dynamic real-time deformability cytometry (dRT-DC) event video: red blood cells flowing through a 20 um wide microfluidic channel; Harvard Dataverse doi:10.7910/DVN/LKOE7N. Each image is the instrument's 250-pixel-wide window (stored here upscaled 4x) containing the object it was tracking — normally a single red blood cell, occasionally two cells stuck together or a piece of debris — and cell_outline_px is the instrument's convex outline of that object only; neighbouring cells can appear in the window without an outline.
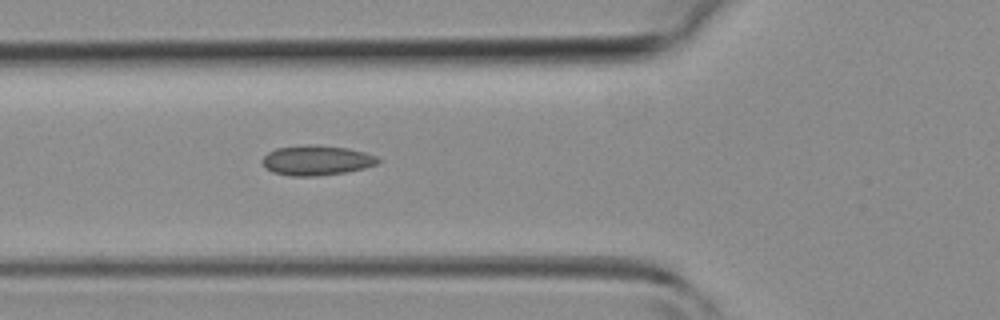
{"species": "common noctule bat (a hibernating species)", "species_latin": "Nyctalus noctula", "temperature_condition": "room temperature", "stored_images_in_passage": 37, "camera_frame_rate_fps": 3000, "um_per_image_px": 0.085, "animal": {"sex": "female", "body_mass_g": 19.3, "forearm_length_mm": 54.1}, "frame": {"image": 1, "passage_image": 14, "time_ms": 4.333, "image_size_px": [1000, 320], "cell_outline_px": [[380, 160], [376, 164], [364, 168], [348, 172], [316, 176], [292, 176], [272, 172], [264, 168], [260, 160], [268, 152], [276, 148], [348, 148], [364, 152], [376, 156]], "centroid_in_image_um": [26.89, 13.69], "position_along_channel_um": 98.9, "area_um2": 19.25}}
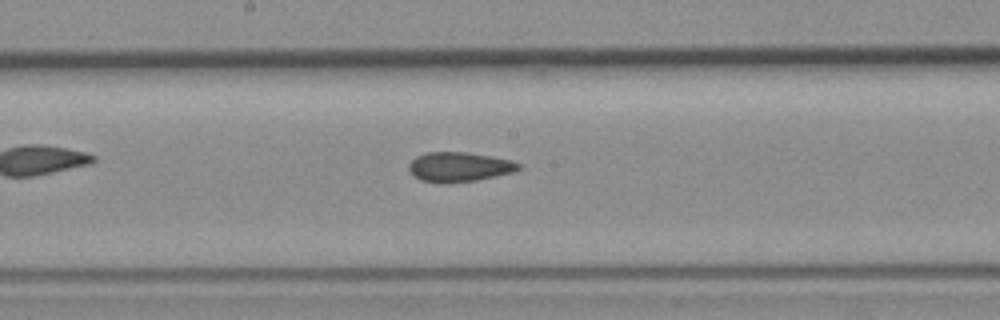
{"frame": {"image": 2, "passage_image": 21, "time_ms": 6.667, "image_size_px": [1000, 320], "cell_outline_px": [[524, 168], [512, 172], [476, 180], [448, 184], [436, 184], [420, 180], [408, 168], [408, 164], [416, 156], [428, 152], [464, 152], [492, 156], [512, 160], [520, 164]], "centroid_in_image_um": [39.03, 14.2], "position_along_channel_um": 209.2, "area_um2": 19.13}}
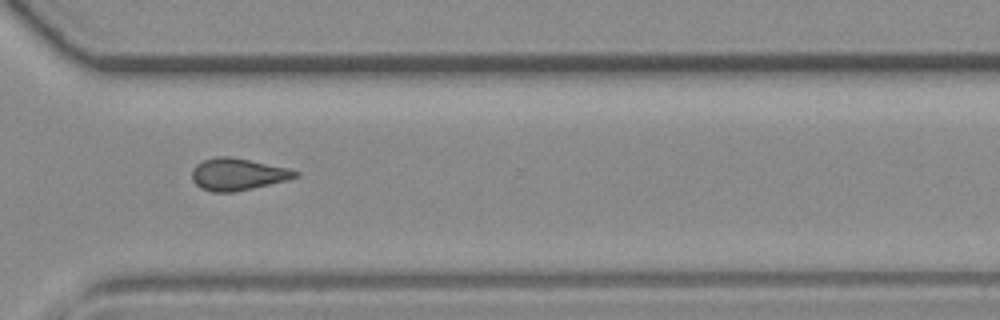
{"frame": {"image": 3, "passage_image": 30, "time_ms": 9.667, "image_size_px": [1000, 320], "cell_outline_px": [[300, 176], [288, 180], [252, 188], [232, 192], [212, 192], [200, 188], [192, 180], [192, 168], [196, 164], [204, 160], [216, 156], [228, 156], [288, 168], [300, 172]], "centroid_in_image_um": [20.19, 14.82], "position_along_channel_um": 350.4, "area_um2": 19.25}}